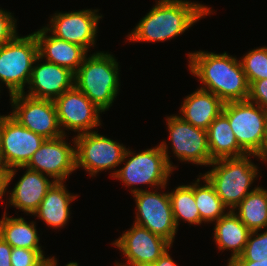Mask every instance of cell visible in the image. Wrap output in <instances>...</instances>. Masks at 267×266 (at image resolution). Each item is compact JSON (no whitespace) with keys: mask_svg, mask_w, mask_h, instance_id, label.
Segmentation results:
<instances>
[{"mask_svg":"<svg viewBox=\"0 0 267 266\" xmlns=\"http://www.w3.org/2000/svg\"><path fill=\"white\" fill-rule=\"evenodd\" d=\"M49 257H44L43 250L12 248L10 261L12 266H46Z\"/></svg>","mask_w":267,"mask_h":266,"instance_id":"obj_30","label":"cell"},{"mask_svg":"<svg viewBox=\"0 0 267 266\" xmlns=\"http://www.w3.org/2000/svg\"><path fill=\"white\" fill-rule=\"evenodd\" d=\"M54 104L64 135H66L64 129L73 130L80 135L93 132L92 129L101 125L99 116L103 111L75 86L56 98Z\"/></svg>","mask_w":267,"mask_h":266,"instance_id":"obj_14","label":"cell"},{"mask_svg":"<svg viewBox=\"0 0 267 266\" xmlns=\"http://www.w3.org/2000/svg\"><path fill=\"white\" fill-rule=\"evenodd\" d=\"M38 44V55L41 59L70 69L76 72L83 63L88 51L82 46L59 39L53 35L48 36L45 27L33 32Z\"/></svg>","mask_w":267,"mask_h":266,"instance_id":"obj_18","label":"cell"},{"mask_svg":"<svg viewBox=\"0 0 267 266\" xmlns=\"http://www.w3.org/2000/svg\"><path fill=\"white\" fill-rule=\"evenodd\" d=\"M248 84L267 79V47L253 49L239 60Z\"/></svg>","mask_w":267,"mask_h":266,"instance_id":"obj_28","label":"cell"},{"mask_svg":"<svg viewBox=\"0 0 267 266\" xmlns=\"http://www.w3.org/2000/svg\"><path fill=\"white\" fill-rule=\"evenodd\" d=\"M227 266H267V261H231Z\"/></svg>","mask_w":267,"mask_h":266,"instance_id":"obj_37","label":"cell"},{"mask_svg":"<svg viewBox=\"0 0 267 266\" xmlns=\"http://www.w3.org/2000/svg\"><path fill=\"white\" fill-rule=\"evenodd\" d=\"M246 154L242 157L224 158L213 161V168L204 175L214 187L224 205L232 210L254 189H250L258 175V166ZM250 189V190H249Z\"/></svg>","mask_w":267,"mask_h":266,"instance_id":"obj_4","label":"cell"},{"mask_svg":"<svg viewBox=\"0 0 267 266\" xmlns=\"http://www.w3.org/2000/svg\"><path fill=\"white\" fill-rule=\"evenodd\" d=\"M118 66L113 55L96 52L86 56L75 72L74 86L103 112L112 106L118 94Z\"/></svg>","mask_w":267,"mask_h":266,"instance_id":"obj_3","label":"cell"},{"mask_svg":"<svg viewBox=\"0 0 267 266\" xmlns=\"http://www.w3.org/2000/svg\"><path fill=\"white\" fill-rule=\"evenodd\" d=\"M16 21L10 12L0 9V46L11 41L18 34Z\"/></svg>","mask_w":267,"mask_h":266,"instance_id":"obj_31","label":"cell"},{"mask_svg":"<svg viewBox=\"0 0 267 266\" xmlns=\"http://www.w3.org/2000/svg\"><path fill=\"white\" fill-rule=\"evenodd\" d=\"M148 266H177V264L169 255V251L166 250L159 259H157L153 264Z\"/></svg>","mask_w":267,"mask_h":266,"instance_id":"obj_36","label":"cell"},{"mask_svg":"<svg viewBox=\"0 0 267 266\" xmlns=\"http://www.w3.org/2000/svg\"><path fill=\"white\" fill-rule=\"evenodd\" d=\"M41 58L35 60L29 81L28 94L38 99L55 100L65 91L74 87L75 73L70 69L46 61L39 64Z\"/></svg>","mask_w":267,"mask_h":266,"instance_id":"obj_17","label":"cell"},{"mask_svg":"<svg viewBox=\"0 0 267 266\" xmlns=\"http://www.w3.org/2000/svg\"><path fill=\"white\" fill-rule=\"evenodd\" d=\"M6 212L0 220V236L12 248L22 247L30 250H42L39 245L40 237L35 222H26L24 218L6 216Z\"/></svg>","mask_w":267,"mask_h":266,"instance_id":"obj_24","label":"cell"},{"mask_svg":"<svg viewBox=\"0 0 267 266\" xmlns=\"http://www.w3.org/2000/svg\"><path fill=\"white\" fill-rule=\"evenodd\" d=\"M188 58L190 72L203 83L200 89L212 92L224 103L247 100L249 84L236 57L200 50L189 53Z\"/></svg>","mask_w":267,"mask_h":266,"instance_id":"obj_1","label":"cell"},{"mask_svg":"<svg viewBox=\"0 0 267 266\" xmlns=\"http://www.w3.org/2000/svg\"><path fill=\"white\" fill-rule=\"evenodd\" d=\"M65 136L45 139L26 166L9 170V180L14 178L17 168H29L53 178L55 182H64L76 170L75 138L72 140L74 142L72 146L65 141Z\"/></svg>","mask_w":267,"mask_h":266,"instance_id":"obj_9","label":"cell"},{"mask_svg":"<svg viewBox=\"0 0 267 266\" xmlns=\"http://www.w3.org/2000/svg\"><path fill=\"white\" fill-rule=\"evenodd\" d=\"M200 179L204 180V185H199ZM194 198L201 220L204 223L217 221L226 214L224 211H226L227 207L215 192L214 187L206 178L201 176V173L194 183Z\"/></svg>","mask_w":267,"mask_h":266,"instance_id":"obj_27","label":"cell"},{"mask_svg":"<svg viewBox=\"0 0 267 266\" xmlns=\"http://www.w3.org/2000/svg\"><path fill=\"white\" fill-rule=\"evenodd\" d=\"M258 232H250L242 254L233 261H267V230Z\"/></svg>","mask_w":267,"mask_h":266,"instance_id":"obj_29","label":"cell"},{"mask_svg":"<svg viewBox=\"0 0 267 266\" xmlns=\"http://www.w3.org/2000/svg\"><path fill=\"white\" fill-rule=\"evenodd\" d=\"M208 147L212 161L242 157L247 153L238 145L228 118L221 113L207 129Z\"/></svg>","mask_w":267,"mask_h":266,"instance_id":"obj_23","label":"cell"},{"mask_svg":"<svg viewBox=\"0 0 267 266\" xmlns=\"http://www.w3.org/2000/svg\"><path fill=\"white\" fill-rule=\"evenodd\" d=\"M26 169L10 192L8 202L15 208L26 212V214L33 215L55 181L48 179L47 176L38 171Z\"/></svg>","mask_w":267,"mask_h":266,"instance_id":"obj_19","label":"cell"},{"mask_svg":"<svg viewBox=\"0 0 267 266\" xmlns=\"http://www.w3.org/2000/svg\"><path fill=\"white\" fill-rule=\"evenodd\" d=\"M97 12L98 9L56 12L50 18L51 25L48 24L45 28L53 36L78 44L88 51L91 46L94 47L98 22L102 18V15L100 16Z\"/></svg>","mask_w":267,"mask_h":266,"instance_id":"obj_16","label":"cell"},{"mask_svg":"<svg viewBox=\"0 0 267 266\" xmlns=\"http://www.w3.org/2000/svg\"><path fill=\"white\" fill-rule=\"evenodd\" d=\"M252 157H258L259 160L267 161V123L265 127V132L263 136L262 143L260 145L259 151Z\"/></svg>","mask_w":267,"mask_h":266,"instance_id":"obj_35","label":"cell"},{"mask_svg":"<svg viewBox=\"0 0 267 266\" xmlns=\"http://www.w3.org/2000/svg\"><path fill=\"white\" fill-rule=\"evenodd\" d=\"M10 184L9 170L6 167L0 168V200L6 193L7 187Z\"/></svg>","mask_w":267,"mask_h":266,"instance_id":"obj_34","label":"cell"},{"mask_svg":"<svg viewBox=\"0 0 267 266\" xmlns=\"http://www.w3.org/2000/svg\"><path fill=\"white\" fill-rule=\"evenodd\" d=\"M250 232L232 210H228L225 215L215 221L213 238L219 251L231 250L232 252L228 264L242 254Z\"/></svg>","mask_w":267,"mask_h":266,"instance_id":"obj_22","label":"cell"},{"mask_svg":"<svg viewBox=\"0 0 267 266\" xmlns=\"http://www.w3.org/2000/svg\"><path fill=\"white\" fill-rule=\"evenodd\" d=\"M247 100L262 107L267 112V79H261L249 84Z\"/></svg>","mask_w":267,"mask_h":266,"instance_id":"obj_32","label":"cell"},{"mask_svg":"<svg viewBox=\"0 0 267 266\" xmlns=\"http://www.w3.org/2000/svg\"><path fill=\"white\" fill-rule=\"evenodd\" d=\"M168 194L176 227L179 226L180 219L190 224L203 223L194 198V183L180 185Z\"/></svg>","mask_w":267,"mask_h":266,"instance_id":"obj_26","label":"cell"},{"mask_svg":"<svg viewBox=\"0 0 267 266\" xmlns=\"http://www.w3.org/2000/svg\"><path fill=\"white\" fill-rule=\"evenodd\" d=\"M77 135L76 169L83 167L93 177L99 171L110 170L122 164L126 147L119 142L97 133Z\"/></svg>","mask_w":267,"mask_h":266,"instance_id":"obj_10","label":"cell"},{"mask_svg":"<svg viewBox=\"0 0 267 266\" xmlns=\"http://www.w3.org/2000/svg\"><path fill=\"white\" fill-rule=\"evenodd\" d=\"M13 108L10 116L20 125L45 139L63 134L53 100L38 99L24 93L10 96Z\"/></svg>","mask_w":267,"mask_h":266,"instance_id":"obj_11","label":"cell"},{"mask_svg":"<svg viewBox=\"0 0 267 266\" xmlns=\"http://www.w3.org/2000/svg\"><path fill=\"white\" fill-rule=\"evenodd\" d=\"M237 210L236 215L251 232L267 228V189L255 187L233 209Z\"/></svg>","mask_w":267,"mask_h":266,"instance_id":"obj_25","label":"cell"},{"mask_svg":"<svg viewBox=\"0 0 267 266\" xmlns=\"http://www.w3.org/2000/svg\"><path fill=\"white\" fill-rule=\"evenodd\" d=\"M224 104L212 92L197 89L185 97L179 117L195 127L207 130L215 118L222 113Z\"/></svg>","mask_w":267,"mask_h":266,"instance_id":"obj_20","label":"cell"},{"mask_svg":"<svg viewBox=\"0 0 267 266\" xmlns=\"http://www.w3.org/2000/svg\"><path fill=\"white\" fill-rule=\"evenodd\" d=\"M47 266H57V260H55L54 257H51L48 259L47 261ZM66 266H78L77 262H70L68 264H66Z\"/></svg>","mask_w":267,"mask_h":266,"instance_id":"obj_38","label":"cell"},{"mask_svg":"<svg viewBox=\"0 0 267 266\" xmlns=\"http://www.w3.org/2000/svg\"><path fill=\"white\" fill-rule=\"evenodd\" d=\"M131 194L136 201L137 209L134 224L148 229L172 244L178 228L174 222L168 192L159 193L157 190L151 192L132 187Z\"/></svg>","mask_w":267,"mask_h":266,"instance_id":"obj_8","label":"cell"},{"mask_svg":"<svg viewBox=\"0 0 267 266\" xmlns=\"http://www.w3.org/2000/svg\"><path fill=\"white\" fill-rule=\"evenodd\" d=\"M38 44L33 33L18 34L0 46V81L9 89V96L24 93L29 84L32 68L38 57Z\"/></svg>","mask_w":267,"mask_h":266,"instance_id":"obj_6","label":"cell"},{"mask_svg":"<svg viewBox=\"0 0 267 266\" xmlns=\"http://www.w3.org/2000/svg\"><path fill=\"white\" fill-rule=\"evenodd\" d=\"M222 113L228 118L238 145L255 155L263 140L267 112L259 105L245 101L226 102Z\"/></svg>","mask_w":267,"mask_h":266,"instance_id":"obj_7","label":"cell"},{"mask_svg":"<svg viewBox=\"0 0 267 266\" xmlns=\"http://www.w3.org/2000/svg\"><path fill=\"white\" fill-rule=\"evenodd\" d=\"M173 154L180 161L210 165L213 161L208 147L207 130L193 126L178 115L166 118Z\"/></svg>","mask_w":267,"mask_h":266,"instance_id":"obj_15","label":"cell"},{"mask_svg":"<svg viewBox=\"0 0 267 266\" xmlns=\"http://www.w3.org/2000/svg\"><path fill=\"white\" fill-rule=\"evenodd\" d=\"M76 198L77 195L70 194L64 182H55L33 215L41 218L48 227L62 228L70 218L69 205Z\"/></svg>","mask_w":267,"mask_h":266,"instance_id":"obj_21","label":"cell"},{"mask_svg":"<svg viewBox=\"0 0 267 266\" xmlns=\"http://www.w3.org/2000/svg\"><path fill=\"white\" fill-rule=\"evenodd\" d=\"M44 141L9 114L0 115V157L8 170L26 166Z\"/></svg>","mask_w":267,"mask_h":266,"instance_id":"obj_12","label":"cell"},{"mask_svg":"<svg viewBox=\"0 0 267 266\" xmlns=\"http://www.w3.org/2000/svg\"><path fill=\"white\" fill-rule=\"evenodd\" d=\"M12 247L0 236V266H12L10 256Z\"/></svg>","mask_w":267,"mask_h":266,"instance_id":"obj_33","label":"cell"},{"mask_svg":"<svg viewBox=\"0 0 267 266\" xmlns=\"http://www.w3.org/2000/svg\"><path fill=\"white\" fill-rule=\"evenodd\" d=\"M211 12L210 7L187 0H158L127 35L128 40L133 42L170 40L183 34L200 18Z\"/></svg>","mask_w":267,"mask_h":266,"instance_id":"obj_2","label":"cell"},{"mask_svg":"<svg viewBox=\"0 0 267 266\" xmlns=\"http://www.w3.org/2000/svg\"><path fill=\"white\" fill-rule=\"evenodd\" d=\"M112 244L121 250L127 260L126 263L116 262L115 266L151 265L172 245L165 238L134 223Z\"/></svg>","mask_w":267,"mask_h":266,"instance_id":"obj_13","label":"cell"},{"mask_svg":"<svg viewBox=\"0 0 267 266\" xmlns=\"http://www.w3.org/2000/svg\"><path fill=\"white\" fill-rule=\"evenodd\" d=\"M1 167H4V165H3L2 160H1V157H0V168Z\"/></svg>","mask_w":267,"mask_h":266,"instance_id":"obj_39","label":"cell"},{"mask_svg":"<svg viewBox=\"0 0 267 266\" xmlns=\"http://www.w3.org/2000/svg\"><path fill=\"white\" fill-rule=\"evenodd\" d=\"M168 152L166 141L137 154L127 148L122 163L128 161L123 168L113 171L111 177L121 180L128 187L145 184L164 189L173 169H176L170 161Z\"/></svg>","mask_w":267,"mask_h":266,"instance_id":"obj_5","label":"cell"}]
</instances>
